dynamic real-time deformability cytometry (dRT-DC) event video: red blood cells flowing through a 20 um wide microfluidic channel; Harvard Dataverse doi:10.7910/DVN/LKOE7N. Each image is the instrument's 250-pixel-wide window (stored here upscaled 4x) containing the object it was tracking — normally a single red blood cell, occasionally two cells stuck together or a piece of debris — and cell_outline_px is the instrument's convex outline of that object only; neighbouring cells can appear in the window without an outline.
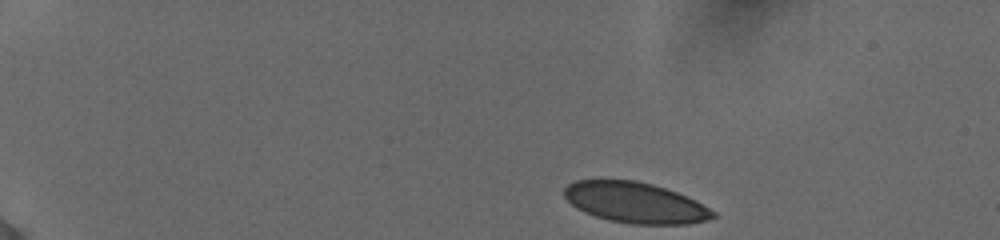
{"species": "human", "species_latin": "Homo sapiens", "temperature_condition": "cold", "stored_images_in_passage": 45, "camera_frame_rate_fps": 3000, "um_per_image_px": 0.085, "donor": {"sex": "female"}, "frame": {"image": 1, "passage_image": 1, "time_ms": 0.0, "image_size_px": [1000, 240], "cell_outline_px": [[716, 216], [708, 220], [688, 224], [632, 224], [608, 220], [584, 212], [576, 208], [564, 196], [564, 188], [568, 184], [576, 180], [636, 180], [652, 184], [676, 192], [696, 200], [716, 212]], "centroid_in_image_um": [54.01, 17.23], "position_along_channel_um": 31.0, "area_um2": 35.26}}
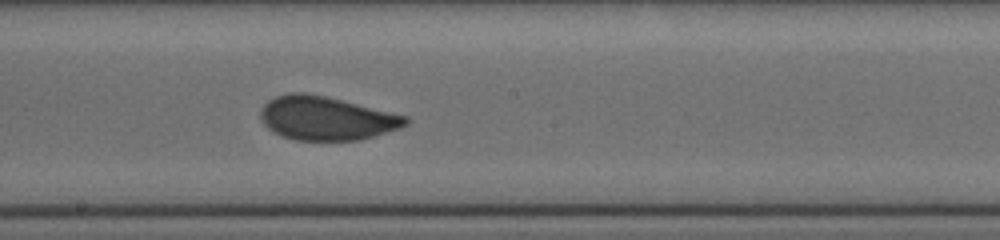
{"frame": {"image": 2, "passage_image": 24, "time_ms": 7.667, "image_size_px": [1000, 240], "cell_outline_px": [[408, 124], [400, 128], [360, 140], [296, 140], [284, 136], [268, 128], [260, 120], [260, 108], [268, 100], [276, 96], [288, 92], [304, 92], [328, 96], [408, 116]], "centroid_in_image_um": [27.73, 10.03], "position_along_channel_um": 220.5, "area_um2": 37.11}}
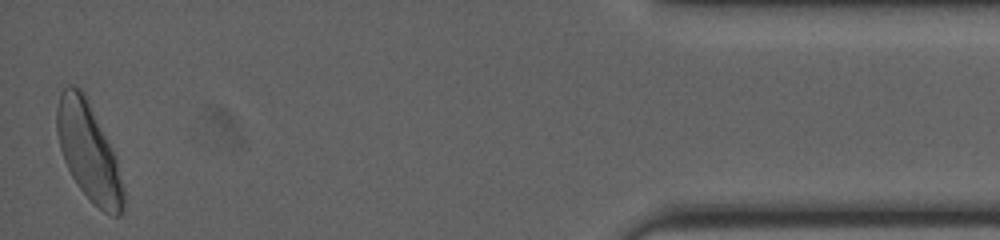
{"frame": {"image": 3, "passage_image": 45, "time_ms": 14.667, "image_size_px": [1000, 240], "cell_outline_px": [[124, 212], [120, 216], [112, 216], [104, 212], [80, 188], [72, 176], [64, 160], [60, 148], [56, 132], [56, 108], [60, 92], [68, 84], [72, 84], [80, 88], [84, 92], [116, 156], [124, 188]], "centroid_in_image_um": [7.53, 12.87], "position_along_channel_um": 427.7, "area_um2": 37.86}, "authors_computed_cell_mechanics": {"area_um2": 36.8186, "velocity_mm_per_s": 3.8657, "shape_relaxation_time_tau1_ms": 10.778, "shape_relaxation_time_tau2_ms": null, "deformation_change_tau1": 0.2165, "deformation_change_tau2": null}}